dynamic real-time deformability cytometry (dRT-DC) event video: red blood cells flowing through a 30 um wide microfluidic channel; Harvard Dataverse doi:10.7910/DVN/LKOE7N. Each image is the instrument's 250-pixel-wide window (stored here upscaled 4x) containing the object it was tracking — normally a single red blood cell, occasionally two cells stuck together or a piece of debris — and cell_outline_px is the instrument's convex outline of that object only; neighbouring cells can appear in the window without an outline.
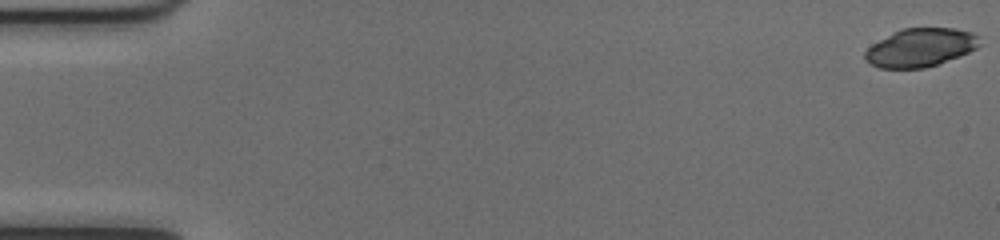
{"species": "common noctule bat (a hibernating species)", "species_latin": "Nyctalus noctula", "temperature_condition": "cold", "stored_images_in_passage": 52, "camera_frame_rate_fps": 3000, "um_per_image_px": 0.085, "animal": {"sex": "female", "body_mass_g": 17.0, "forearm_length_mm": 48.0}, "frame": {"image": 1, "passage_image": 1, "time_ms": 0.0, "image_size_px": [1000, 240], "cell_outline_px": [[980, 44], [976, 48], [960, 56], [924, 68], [880, 68], [864, 60], [864, 52], [872, 44], [904, 28], [952, 28], [972, 32], [980, 36]], "centroid_in_image_um": [78.26, 4.04], "position_along_channel_um": 6.7, "area_um2": 25.37}}
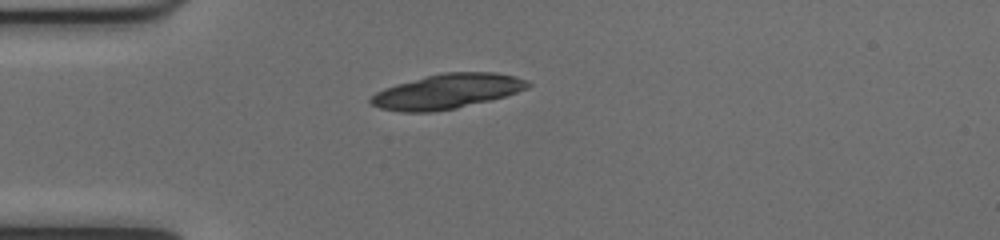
{"frame": {"image": 2, "passage_image": 15, "time_ms": 4.667, "image_size_px": [1000, 240], "cell_outline_px": [[532, 84], [528, 88], [504, 96], [456, 108], [432, 112], [400, 112], [380, 108], [372, 104], [368, 100], [376, 92], [384, 88], [396, 84], [444, 72], [496, 72], [512, 76], [524, 80]], "centroid_in_image_um": [37.97, 7.77], "position_along_channel_um": 47.0, "area_um2": 31.39}}